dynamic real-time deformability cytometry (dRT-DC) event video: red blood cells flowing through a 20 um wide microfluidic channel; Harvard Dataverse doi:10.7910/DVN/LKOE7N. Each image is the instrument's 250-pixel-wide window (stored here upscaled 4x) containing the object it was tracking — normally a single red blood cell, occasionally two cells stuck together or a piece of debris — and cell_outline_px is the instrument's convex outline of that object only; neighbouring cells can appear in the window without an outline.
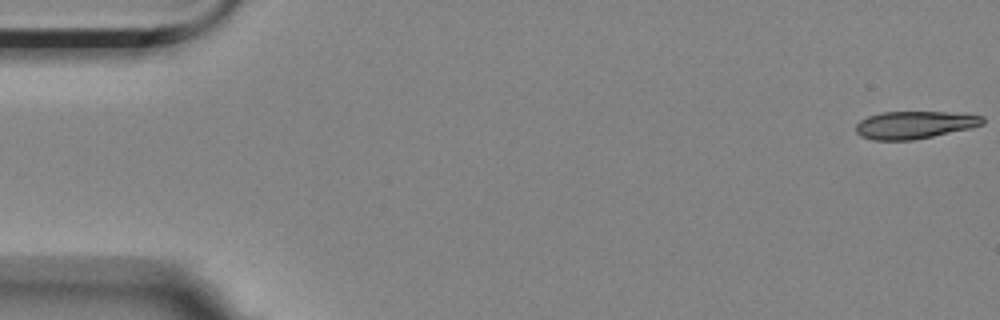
{"species": "Egyptian fruit bat (a non-hibernating species)", "species_latin": "Rousettus aegyptiacus", "temperature_condition": "room temperature", "stored_images_in_passage": 6, "camera_frame_rate_fps": 3000, "um_per_image_px": 0.085, "animal": {"sex": "female"}, "frame": {"image": 1, "passage_image": 1, "time_ms": 0.0, "image_size_px": [1000, 320], "cell_outline_px": [[984, 124], [972, 128], [912, 140], [872, 140], [860, 136], [856, 132], [856, 124], [860, 120], [868, 116], [880, 112], [948, 112], [984, 116]], "centroid_in_image_um": [77.72, 10.61], "position_along_channel_um": 7.3, "area_um2": 20.4}}
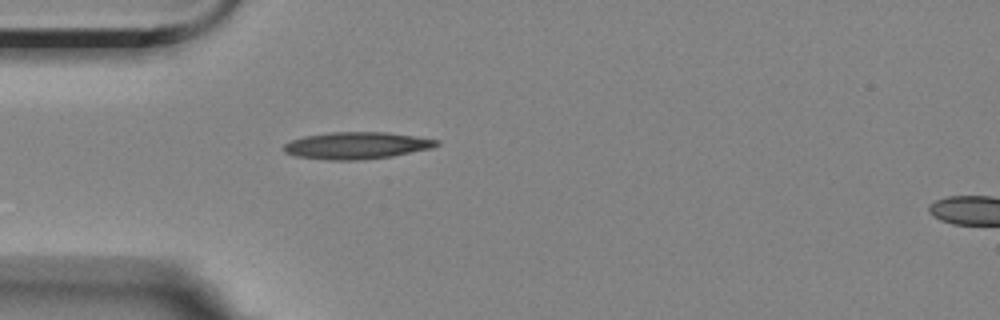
{"frame": {"image": 2, "passage_image": 5, "time_ms": 5.0, "image_size_px": [1000, 320], "cell_outline_px": [[440, 144], [432, 148], [392, 156], [364, 160], [328, 160], [296, 156], [284, 152], [284, 144], [292, 140], [304, 136], [332, 132], [388, 132], [416, 136], [440, 140]], "centroid_in_image_um": [30.35, 12.37], "position_along_channel_um": 54.7, "area_um2": 24.1}}